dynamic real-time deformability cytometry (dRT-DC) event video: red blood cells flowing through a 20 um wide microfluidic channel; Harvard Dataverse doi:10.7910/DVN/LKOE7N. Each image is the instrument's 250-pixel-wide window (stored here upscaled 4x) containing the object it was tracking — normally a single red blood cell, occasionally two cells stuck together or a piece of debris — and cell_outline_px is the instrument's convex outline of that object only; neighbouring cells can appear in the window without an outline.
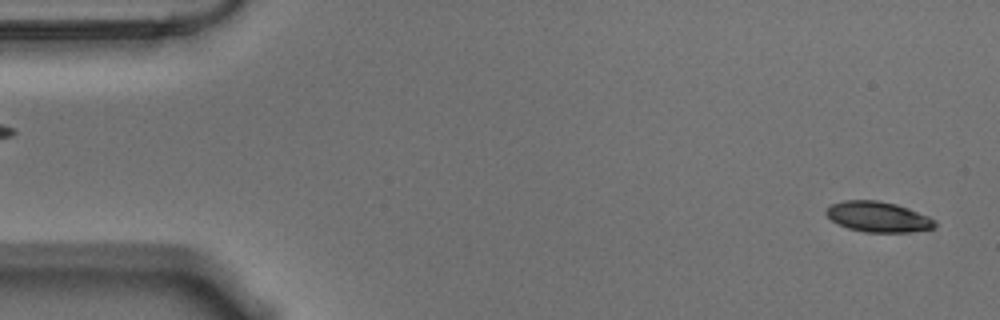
{"species": "Egyptian fruit bat (a non-hibernating species)", "species_latin": "Rousettus aegyptiacus", "temperature_condition": "warm", "stored_images_in_passage": 16, "camera_frame_rate_fps": 3000, "um_per_image_px": 0.085, "animal": {"sex": "male"}, "frame": {"image": 1, "passage_image": 2, "time_ms": 0.333, "image_size_px": [1000, 320], "cell_outline_px": [[936, 224], [932, 228], [908, 232], [864, 232], [848, 228], [832, 220], [824, 212], [832, 204], [844, 200], [880, 200], [896, 204], [908, 208], [928, 216]], "centroid_in_image_um": [74.61, 18.42], "position_along_channel_um": 10.4, "area_um2": 19.02}}
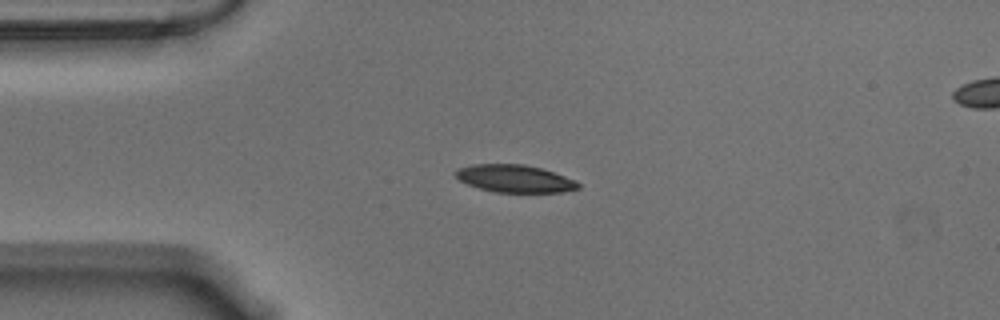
{"frame": {"image": 2, "passage_image": 13, "time_ms": 4.0, "image_size_px": [1000, 320], "cell_outline_px": [[580, 188], [564, 192], [496, 192], [480, 188], [468, 184], [460, 180], [456, 176], [456, 168], [472, 164], [524, 164], [540, 168], [576, 180], [580, 184]], "centroid_in_image_um": [43.76, 15.18], "position_along_channel_um": 41.2, "area_um2": 19.54}}